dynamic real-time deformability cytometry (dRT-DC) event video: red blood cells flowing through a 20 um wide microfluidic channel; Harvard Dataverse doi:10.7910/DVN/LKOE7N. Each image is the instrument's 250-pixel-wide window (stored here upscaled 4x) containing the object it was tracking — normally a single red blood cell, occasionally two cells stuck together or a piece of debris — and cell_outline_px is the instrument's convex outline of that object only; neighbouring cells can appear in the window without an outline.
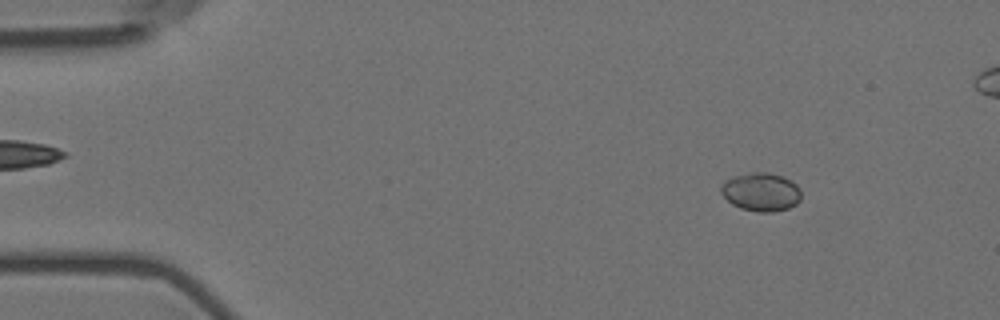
{"species": "Egyptian fruit bat (a non-hibernating species)", "species_latin": "Rousettus aegyptiacus", "temperature_condition": "room temperature", "stored_images_in_passage": 58, "camera_frame_rate_fps": 3000, "um_per_image_px": 0.085, "animal": {"sex": "female"}, "frame": {"image": 1, "passage_image": 7, "time_ms": 2.0, "image_size_px": [1000, 320], "cell_outline_px": [[800, 200], [796, 204], [788, 208], [772, 212], [760, 212], [740, 208], [732, 204], [720, 192], [720, 188], [724, 180], [732, 176], [752, 172], [768, 172], [784, 176], [796, 184], [800, 188]], "centroid_in_image_um": [64.68, 16.3], "position_along_channel_um": 20.3, "area_um2": 18.09}}
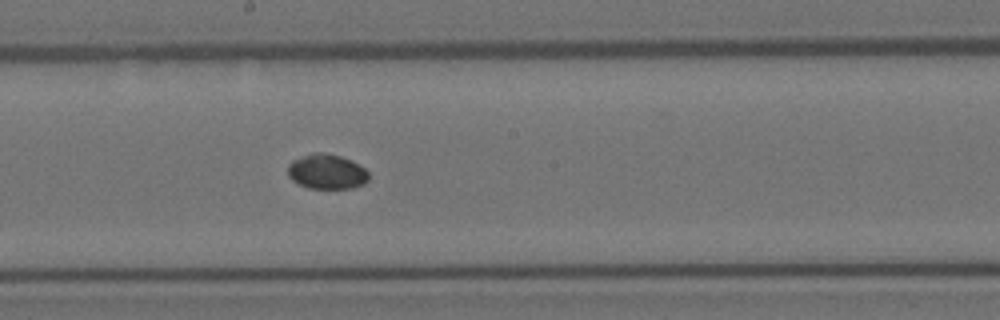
{"frame": {"image": 2, "passage_image": 31, "time_ms": 10.0, "image_size_px": [1000, 320], "cell_outline_px": [[368, 180], [364, 184], [352, 188], [308, 188], [292, 180], [288, 176], [288, 164], [292, 160], [312, 152], [324, 152], [340, 156], [364, 168], [368, 172]], "centroid_in_image_um": [27.74, 14.59], "position_along_channel_um": 220.5, "area_um2": 16.36}}
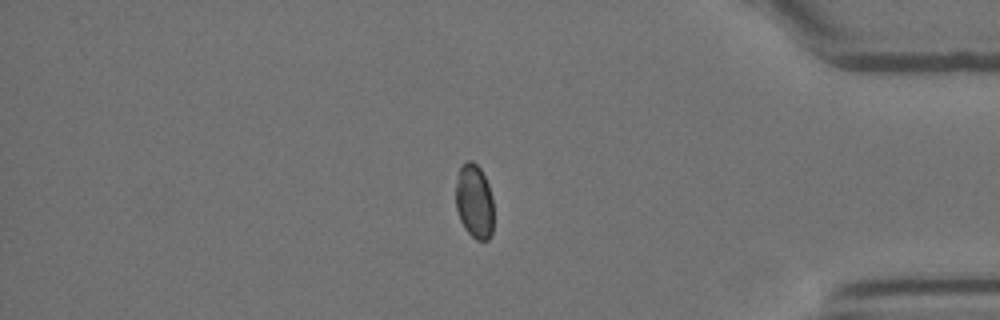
{"frame": {"image": 3, "passage_image": 48, "time_ms": 15.667, "image_size_px": [1000, 320], "cell_outline_px": [[492, 236], [488, 240], [476, 240], [464, 228], [460, 220], [456, 208], [456, 184], [460, 168], [468, 160], [472, 160], [480, 168], [488, 184], [492, 196]], "centroid_in_image_um": [40.32, 17.14], "position_along_channel_um": 394.9, "area_um2": 16.3}}